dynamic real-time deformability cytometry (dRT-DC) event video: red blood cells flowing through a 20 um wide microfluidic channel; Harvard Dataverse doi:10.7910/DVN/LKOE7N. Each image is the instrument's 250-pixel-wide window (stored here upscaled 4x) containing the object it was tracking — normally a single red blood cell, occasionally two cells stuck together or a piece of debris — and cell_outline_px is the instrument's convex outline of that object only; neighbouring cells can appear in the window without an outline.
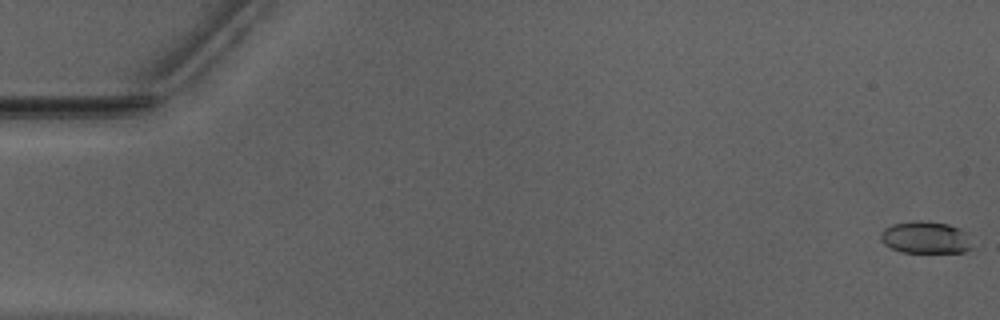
{"species": "Egyptian fruit bat (a non-hibernating species)", "species_latin": "Rousettus aegyptiacus", "temperature_condition": "warm", "stored_images_in_passage": 17, "camera_frame_rate_fps": 3000, "um_per_image_px": 0.085, "animal": {"sex": "male"}, "frame": {"image": 1, "passage_image": 1, "time_ms": 0.0, "image_size_px": [1000, 320], "cell_outline_px": [[972, 248], [964, 252], [900, 252], [884, 244], [880, 240], [880, 232], [884, 228], [892, 224], [916, 220], [920, 220], [948, 224], [960, 228], [964, 232]], "centroid_in_image_um": [78.61, 20.18], "position_along_channel_um": 6.4, "area_um2": 17.05}}